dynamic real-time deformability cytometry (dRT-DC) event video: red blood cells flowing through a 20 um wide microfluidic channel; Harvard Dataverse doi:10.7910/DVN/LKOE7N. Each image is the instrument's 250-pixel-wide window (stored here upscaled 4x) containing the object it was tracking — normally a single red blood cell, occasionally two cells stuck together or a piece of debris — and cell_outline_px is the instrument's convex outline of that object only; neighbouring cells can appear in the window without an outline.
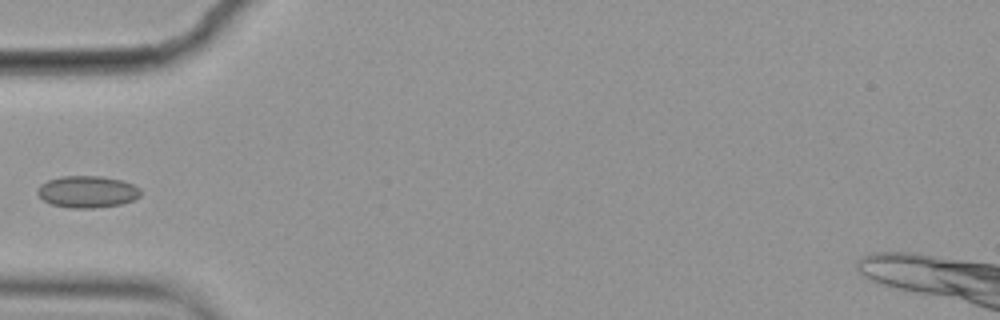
{"species": "common noctule bat (a hibernating species)", "species_latin": "Nyctalus noctula", "temperature_condition": "cold", "stored_images_in_passage": 5, "camera_frame_rate_fps": 3000, "um_per_image_px": 0.085, "animal": {"sex": "female", "body_mass_g": 19.9}, "frame": {"image": 1, "passage_image": 5, "time_ms": 1.333, "image_size_px": [1000, 320], "cell_outline_px": [[140, 196], [132, 200], [120, 204], [96, 208], [68, 208], [52, 204], [44, 200], [36, 192], [36, 188], [40, 184], [48, 180], [60, 176], [100, 176], [120, 180], [132, 184], [140, 188]], "centroid_in_image_um": [7.39, 16.3], "position_along_channel_um": 77.6, "area_um2": 19.13}}